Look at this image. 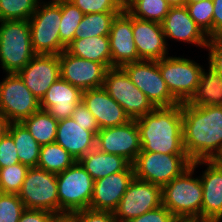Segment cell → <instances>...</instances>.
<instances>
[{"instance_id": "6da1fadb", "label": "cell", "mask_w": 222, "mask_h": 222, "mask_svg": "<svg viewBox=\"0 0 222 222\" xmlns=\"http://www.w3.org/2000/svg\"><path fill=\"white\" fill-rule=\"evenodd\" d=\"M183 145L192 162L212 160L222 147V105L181 103Z\"/></svg>"}, {"instance_id": "7a4b0ae2", "label": "cell", "mask_w": 222, "mask_h": 222, "mask_svg": "<svg viewBox=\"0 0 222 222\" xmlns=\"http://www.w3.org/2000/svg\"><path fill=\"white\" fill-rule=\"evenodd\" d=\"M135 120L141 152L187 155L183 145L181 103L155 108Z\"/></svg>"}, {"instance_id": "3957f363", "label": "cell", "mask_w": 222, "mask_h": 222, "mask_svg": "<svg viewBox=\"0 0 222 222\" xmlns=\"http://www.w3.org/2000/svg\"><path fill=\"white\" fill-rule=\"evenodd\" d=\"M198 161L192 162L180 176L162 187V205L174 217L201 218L203 186L200 177L194 178Z\"/></svg>"}, {"instance_id": "277c9868", "label": "cell", "mask_w": 222, "mask_h": 222, "mask_svg": "<svg viewBox=\"0 0 222 222\" xmlns=\"http://www.w3.org/2000/svg\"><path fill=\"white\" fill-rule=\"evenodd\" d=\"M35 55L28 20L0 21V65L5 73H17Z\"/></svg>"}, {"instance_id": "5b68a950", "label": "cell", "mask_w": 222, "mask_h": 222, "mask_svg": "<svg viewBox=\"0 0 222 222\" xmlns=\"http://www.w3.org/2000/svg\"><path fill=\"white\" fill-rule=\"evenodd\" d=\"M28 21L35 54L59 55L65 50L59 37L61 6L55 0L39 2Z\"/></svg>"}, {"instance_id": "8992f818", "label": "cell", "mask_w": 222, "mask_h": 222, "mask_svg": "<svg viewBox=\"0 0 222 222\" xmlns=\"http://www.w3.org/2000/svg\"><path fill=\"white\" fill-rule=\"evenodd\" d=\"M93 188L94 180L79 161L57 174L59 214H72L82 209H88Z\"/></svg>"}, {"instance_id": "52a82bcc", "label": "cell", "mask_w": 222, "mask_h": 222, "mask_svg": "<svg viewBox=\"0 0 222 222\" xmlns=\"http://www.w3.org/2000/svg\"><path fill=\"white\" fill-rule=\"evenodd\" d=\"M192 164L187 155L140 152L132 164L135 178L163 187Z\"/></svg>"}, {"instance_id": "ba28073f", "label": "cell", "mask_w": 222, "mask_h": 222, "mask_svg": "<svg viewBox=\"0 0 222 222\" xmlns=\"http://www.w3.org/2000/svg\"><path fill=\"white\" fill-rule=\"evenodd\" d=\"M162 78L171 95L179 102H188L199 84L202 66L191 59L166 56L158 60Z\"/></svg>"}, {"instance_id": "9c48e42d", "label": "cell", "mask_w": 222, "mask_h": 222, "mask_svg": "<svg viewBox=\"0 0 222 222\" xmlns=\"http://www.w3.org/2000/svg\"><path fill=\"white\" fill-rule=\"evenodd\" d=\"M133 84L155 108L172 107L179 102L171 95L158 67V60H140L122 66Z\"/></svg>"}, {"instance_id": "30bf717a", "label": "cell", "mask_w": 222, "mask_h": 222, "mask_svg": "<svg viewBox=\"0 0 222 222\" xmlns=\"http://www.w3.org/2000/svg\"><path fill=\"white\" fill-rule=\"evenodd\" d=\"M18 196L27 209H42L59 215L57 174L38 167L29 168Z\"/></svg>"}, {"instance_id": "8fae6325", "label": "cell", "mask_w": 222, "mask_h": 222, "mask_svg": "<svg viewBox=\"0 0 222 222\" xmlns=\"http://www.w3.org/2000/svg\"><path fill=\"white\" fill-rule=\"evenodd\" d=\"M103 87L131 119H137L155 109L122 67H111L107 70Z\"/></svg>"}, {"instance_id": "7c38bea8", "label": "cell", "mask_w": 222, "mask_h": 222, "mask_svg": "<svg viewBox=\"0 0 222 222\" xmlns=\"http://www.w3.org/2000/svg\"><path fill=\"white\" fill-rule=\"evenodd\" d=\"M40 109V102L17 73H7L0 82V112L9 123H21Z\"/></svg>"}, {"instance_id": "4fadbf2b", "label": "cell", "mask_w": 222, "mask_h": 222, "mask_svg": "<svg viewBox=\"0 0 222 222\" xmlns=\"http://www.w3.org/2000/svg\"><path fill=\"white\" fill-rule=\"evenodd\" d=\"M162 205V187L134 177L114 211L118 222H128Z\"/></svg>"}, {"instance_id": "5bb4252c", "label": "cell", "mask_w": 222, "mask_h": 222, "mask_svg": "<svg viewBox=\"0 0 222 222\" xmlns=\"http://www.w3.org/2000/svg\"><path fill=\"white\" fill-rule=\"evenodd\" d=\"M95 147L105 153L122 156L133 164L141 152L139 129L136 120L126 124L100 129Z\"/></svg>"}, {"instance_id": "9a60e30c", "label": "cell", "mask_w": 222, "mask_h": 222, "mask_svg": "<svg viewBox=\"0 0 222 222\" xmlns=\"http://www.w3.org/2000/svg\"><path fill=\"white\" fill-rule=\"evenodd\" d=\"M60 76L82 91L102 87L108 68L101 63L70 54L66 49L59 54Z\"/></svg>"}, {"instance_id": "2e32d148", "label": "cell", "mask_w": 222, "mask_h": 222, "mask_svg": "<svg viewBox=\"0 0 222 222\" xmlns=\"http://www.w3.org/2000/svg\"><path fill=\"white\" fill-rule=\"evenodd\" d=\"M17 74L40 102L51 85L59 79V55L36 54Z\"/></svg>"}, {"instance_id": "e0dca14e", "label": "cell", "mask_w": 222, "mask_h": 222, "mask_svg": "<svg viewBox=\"0 0 222 222\" xmlns=\"http://www.w3.org/2000/svg\"><path fill=\"white\" fill-rule=\"evenodd\" d=\"M134 177L131 164L125 171L95 180L89 209L114 212Z\"/></svg>"}, {"instance_id": "ac0fdd59", "label": "cell", "mask_w": 222, "mask_h": 222, "mask_svg": "<svg viewBox=\"0 0 222 222\" xmlns=\"http://www.w3.org/2000/svg\"><path fill=\"white\" fill-rule=\"evenodd\" d=\"M108 37L112 67H122L141 60L134 42L132 15L126 9L113 19Z\"/></svg>"}, {"instance_id": "d6986e66", "label": "cell", "mask_w": 222, "mask_h": 222, "mask_svg": "<svg viewBox=\"0 0 222 222\" xmlns=\"http://www.w3.org/2000/svg\"><path fill=\"white\" fill-rule=\"evenodd\" d=\"M82 103L93 114L100 129L120 126L132 120L103 86L83 91Z\"/></svg>"}, {"instance_id": "ffe728a7", "label": "cell", "mask_w": 222, "mask_h": 222, "mask_svg": "<svg viewBox=\"0 0 222 222\" xmlns=\"http://www.w3.org/2000/svg\"><path fill=\"white\" fill-rule=\"evenodd\" d=\"M134 42L141 60H160L168 56V47L161 23L132 16Z\"/></svg>"}, {"instance_id": "44dd1931", "label": "cell", "mask_w": 222, "mask_h": 222, "mask_svg": "<svg viewBox=\"0 0 222 222\" xmlns=\"http://www.w3.org/2000/svg\"><path fill=\"white\" fill-rule=\"evenodd\" d=\"M207 165L200 177L203 186L201 219L222 222V166L212 160H198V165Z\"/></svg>"}, {"instance_id": "7402d4cb", "label": "cell", "mask_w": 222, "mask_h": 222, "mask_svg": "<svg viewBox=\"0 0 222 222\" xmlns=\"http://www.w3.org/2000/svg\"><path fill=\"white\" fill-rule=\"evenodd\" d=\"M167 39H174L206 48L209 37L190 17L186 6L171 7L161 23Z\"/></svg>"}, {"instance_id": "603a6c76", "label": "cell", "mask_w": 222, "mask_h": 222, "mask_svg": "<svg viewBox=\"0 0 222 222\" xmlns=\"http://www.w3.org/2000/svg\"><path fill=\"white\" fill-rule=\"evenodd\" d=\"M83 91L61 77L57 79L40 101V109L46 110L56 120L70 118L75 107L82 102Z\"/></svg>"}, {"instance_id": "cb8c5ba5", "label": "cell", "mask_w": 222, "mask_h": 222, "mask_svg": "<svg viewBox=\"0 0 222 222\" xmlns=\"http://www.w3.org/2000/svg\"><path fill=\"white\" fill-rule=\"evenodd\" d=\"M55 142L62 146L75 161L95 148L96 135L84 129L71 117L58 121Z\"/></svg>"}, {"instance_id": "d4e9b609", "label": "cell", "mask_w": 222, "mask_h": 222, "mask_svg": "<svg viewBox=\"0 0 222 222\" xmlns=\"http://www.w3.org/2000/svg\"><path fill=\"white\" fill-rule=\"evenodd\" d=\"M79 163L94 181L110 174L125 171L131 165V163L122 156L102 152L96 147L84 155L79 160Z\"/></svg>"}, {"instance_id": "484cf974", "label": "cell", "mask_w": 222, "mask_h": 222, "mask_svg": "<svg viewBox=\"0 0 222 222\" xmlns=\"http://www.w3.org/2000/svg\"><path fill=\"white\" fill-rule=\"evenodd\" d=\"M66 50L74 56L104 64L108 69L112 67L108 36L74 39Z\"/></svg>"}, {"instance_id": "4316f807", "label": "cell", "mask_w": 222, "mask_h": 222, "mask_svg": "<svg viewBox=\"0 0 222 222\" xmlns=\"http://www.w3.org/2000/svg\"><path fill=\"white\" fill-rule=\"evenodd\" d=\"M187 103L194 106L222 105V76L210 65L208 72L202 69L196 92Z\"/></svg>"}, {"instance_id": "83f0119b", "label": "cell", "mask_w": 222, "mask_h": 222, "mask_svg": "<svg viewBox=\"0 0 222 222\" xmlns=\"http://www.w3.org/2000/svg\"><path fill=\"white\" fill-rule=\"evenodd\" d=\"M7 133L13 138L19 162L29 168L37 167L41 145L22 123H9Z\"/></svg>"}, {"instance_id": "f1b7e54d", "label": "cell", "mask_w": 222, "mask_h": 222, "mask_svg": "<svg viewBox=\"0 0 222 222\" xmlns=\"http://www.w3.org/2000/svg\"><path fill=\"white\" fill-rule=\"evenodd\" d=\"M21 123L41 146L55 142L58 120L46 110L39 109Z\"/></svg>"}, {"instance_id": "f546056e", "label": "cell", "mask_w": 222, "mask_h": 222, "mask_svg": "<svg viewBox=\"0 0 222 222\" xmlns=\"http://www.w3.org/2000/svg\"><path fill=\"white\" fill-rule=\"evenodd\" d=\"M76 161L58 143L41 146L37 167L50 173L59 174L71 167Z\"/></svg>"}, {"instance_id": "4dcf8cb0", "label": "cell", "mask_w": 222, "mask_h": 222, "mask_svg": "<svg viewBox=\"0 0 222 222\" xmlns=\"http://www.w3.org/2000/svg\"><path fill=\"white\" fill-rule=\"evenodd\" d=\"M124 9L132 16L162 23L171 6L166 0H123Z\"/></svg>"}, {"instance_id": "1f68e13d", "label": "cell", "mask_w": 222, "mask_h": 222, "mask_svg": "<svg viewBox=\"0 0 222 222\" xmlns=\"http://www.w3.org/2000/svg\"><path fill=\"white\" fill-rule=\"evenodd\" d=\"M120 13L85 14L74 34V39L92 36H108L113 19Z\"/></svg>"}, {"instance_id": "d6a6232c", "label": "cell", "mask_w": 222, "mask_h": 222, "mask_svg": "<svg viewBox=\"0 0 222 222\" xmlns=\"http://www.w3.org/2000/svg\"><path fill=\"white\" fill-rule=\"evenodd\" d=\"M61 6L59 37L61 45L66 47L74 40V34L84 13L69 0H55Z\"/></svg>"}, {"instance_id": "836d02e7", "label": "cell", "mask_w": 222, "mask_h": 222, "mask_svg": "<svg viewBox=\"0 0 222 222\" xmlns=\"http://www.w3.org/2000/svg\"><path fill=\"white\" fill-rule=\"evenodd\" d=\"M41 0H0V21L29 20Z\"/></svg>"}, {"instance_id": "e575fe53", "label": "cell", "mask_w": 222, "mask_h": 222, "mask_svg": "<svg viewBox=\"0 0 222 222\" xmlns=\"http://www.w3.org/2000/svg\"><path fill=\"white\" fill-rule=\"evenodd\" d=\"M28 170L29 167L21 163L0 168V193L18 194Z\"/></svg>"}, {"instance_id": "d590c367", "label": "cell", "mask_w": 222, "mask_h": 222, "mask_svg": "<svg viewBox=\"0 0 222 222\" xmlns=\"http://www.w3.org/2000/svg\"><path fill=\"white\" fill-rule=\"evenodd\" d=\"M186 8L194 22L209 38H212L213 1L186 3Z\"/></svg>"}, {"instance_id": "8d00e7d4", "label": "cell", "mask_w": 222, "mask_h": 222, "mask_svg": "<svg viewBox=\"0 0 222 222\" xmlns=\"http://www.w3.org/2000/svg\"><path fill=\"white\" fill-rule=\"evenodd\" d=\"M25 209L18 194L0 193V222H19Z\"/></svg>"}, {"instance_id": "74e56055", "label": "cell", "mask_w": 222, "mask_h": 222, "mask_svg": "<svg viewBox=\"0 0 222 222\" xmlns=\"http://www.w3.org/2000/svg\"><path fill=\"white\" fill-rule=\"evenodd\" d=\"M84 14L121 13L124 10L123 0H69Z\"/></svg>"}, {"instance_id": "f35d334b", "label": "cell", "mask_w": 222, "mask_h": 222, "mask_svg": "<svg viewBox=\"0 0 222 222\" xmlns=\"http://www.w3.org/2000/svg\"><path fill=\"white\" fill-rule=\"evenodd\" d=\"M17 163L20 162L16 146L13 138L6 133L0 138V168L8 167Z\"/></svg>"}, {"instance_id": "ab89813d", "label": "cell", "mask_w": 222, "mask_h": 222, "mask_svg": "<svg viewBox=\"0 0 222 222\" xmlns=\"http://www.w3.org/2000/svg\"><path fill=\"white\" fill-rule=\"evenodd\" d=\"M71 118L77 124L84 126L85 130L92 131L95 135H97V132L100 130L95 117L82 102L75 107Z\"/></svg>"}, {"instance_id": "60d3db41", "label": "cell", "mask_w": 222, "mask_h": 222, "mask_svg": "<svg viewBox=\"0 0 222 222\" xmlns=\"http://www.w3.org/2000/svg\"><path fill=\"white\" fill-rule=\"evenodd\" d=\"M76 222H118L114 212L82 209L72 213Z\"/></svg>"}, {"instance_id": "b9f144b4", "label": "cell", "mask_w": 222, "mask_h": 222, "mask_svg": "<svg viewBox=\"0 0 222 222\" xmlns=\"http://www.w3.org/2000/svg\"><path fill=\"white\" fill-rule=\"evenodd\" d=\"M209 65L222 76V37L209 38L208 45Z\"/></svg>"}, {"instance_id": "7bdbcfd3", "label": "cell", "mask_w": 222, "mask_h": 222, "mask_svg": "<svg viewBox=\"0 0 222 222\" xmlns=\"http://www.w3.org/2000/svg\"><path fill=\"white\" fill-rule=\"evenodd\" d=\"M174 215L163 205L150 210L139 217H135L128 222H172Z\"/></svg>"}, {"instance_id": "ee69618b", "label": "cell", "mask_w": 222, "mask_h": 222, "mask_svg": "<svg viewBox=\"0 0 222 222\" xmlns=\"http://www.w3.org/2000/svg\"><path fill=\"white\" fill-rule=\"evenodd\" d=\"M56 214L42 209H25L19 222H51Z\"/></svg>"}, {"instance_id": "f6af8a7d", "label": "cell", "mask_w": 222, "mask_h": 222, "mask_svg": "<svg viewBox=\"0 0 222 222\" xmlns=\"http://www.w3.org/2000/svg\"><path fill=\"white\" fill-rule=\"evenodd\" d=\"M213 1L212 37H222V0Z\"/></svg>"}, {"instance_id": "bcb514c9", "label": "cell", "mask_w": 222, "mask_h": 222, "mask_svg": "<svg viewBox=\"0 0 222 222\" xmlns=\"http://www.w3.org/2000/svg\"><path fill=\"white\" fill-rule=\"evenodd\" d=\"M51 222H76L75 216L73 214H59L55 215Z\"/></svg>"}, {"instance_id": "7dc6e473", "label": "cell", "mask_w": 222, "mask_h": 222, "mask_svg": "<svg viewBox=\"0 0 222 222\" xmlns=\"http://www.w3.org/2000/svg\"><path fill=\"white\" fill-rule=\"evenodd\" d=\"M8 125L7 118L0 112V138L7 133Z\"/></svg>"}, {"instance_id": "c3c4849f", "label": "cell", "mask_w": 222, "mask_h": 222, "mask_svg": "<svg viewBox=\"0 0 222 222\" xmlns=\"http://www.w3.org/2000/svg\"><path fill=\"white\" fill-rule=\"evenodd\" d=\"M172 222H209L201 218L175 217Z\"/></svg>"}, {"instance_id": "681fc988", "label": "cell", "mask_w": 222, "mask_h": 222, "mask_svg": "<svg viewBox=\"0 0 222 222\" xmlns=\"http://www.w3.org/2000/svg\"><path fill=\"white\" fill-rule=\"evenodd\" d=\"M171 7L186 6V0H166Z\"/></svg>"}, {"instance_id": "f907efd6", "label": "cell", "mask_w": 222, "mask_h": 222, "mask_svg": "<svg viewBox=\"0 0 222 222\" xmlns=\"http://www.w3.org/2000/svg\"><path fill=\"white\" fill-rule=\"evenodd\" d=\"M212 161L215 164L222 166V147L220 151L216 154V156L212 159Z\"/></svg>"}, {"instance_id": "816d5d0a", "label": "cell", "mask_w": 222, "mask_h": 222, "mask_svg": "<svg viewBox=\"0 0 222 222\" xmlns=\"http://www.w3.org/2000/svg\"><path fill=\"white\" fill-rule=\"evenodd\" d=\"M199 1H204V0H186V3H195Z\"/></svg>"}]
</instances>
